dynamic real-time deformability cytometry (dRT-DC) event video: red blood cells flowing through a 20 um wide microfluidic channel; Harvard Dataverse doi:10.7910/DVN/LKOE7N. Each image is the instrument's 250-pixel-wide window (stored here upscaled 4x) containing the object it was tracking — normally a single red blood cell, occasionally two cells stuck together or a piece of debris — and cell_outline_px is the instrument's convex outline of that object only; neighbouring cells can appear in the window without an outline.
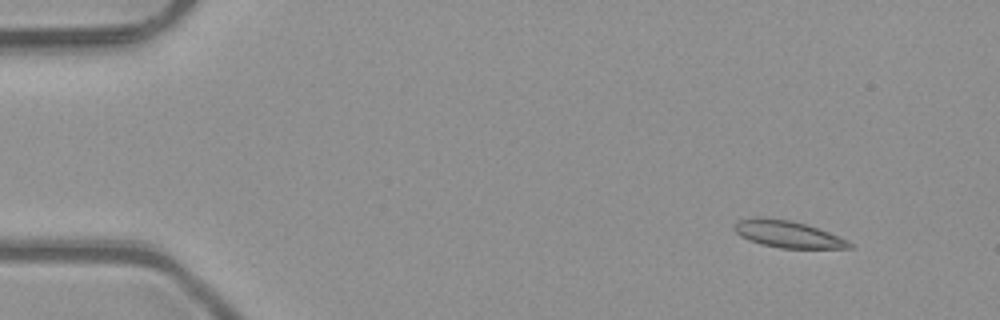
{"species": "common noctule bat (a hibernating species)", "species_latin": "Nyctalus noctula", "temperature_condition": "room temperature", "stored_images_in_passage": 4, "camera_frame_rate_fps": 3000, "um_per_image_px": 0.085, "animal": {"sex": "male", "body_mass_g": 23.1, "forearm_length_mm": 52.7}, "frame": {"image": 1, "passage_image": 1, "time_ms": 0.0, "image_size_px": [1000, 320], "cell_outline_px": [[852, 248], [780, 248], [760, 244], [748, 240], [740, 236], [732, 228], [732, 224], [740, 220], [756, 216], [760, 216], [788, 220], [804, 224], [828, 232], [852, 244]], "centroid_in_image_um": [66.84, 19.89], "position_along_channel_um": 18.2, "area_um2": 17.86}}
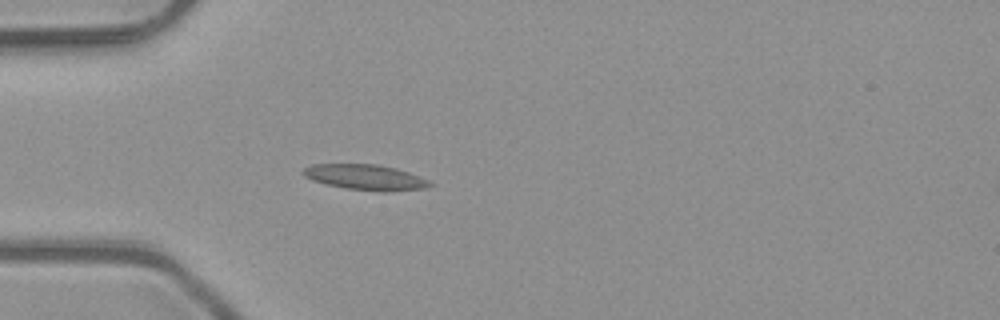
{"frame": {"image": 2, "passage_image": 4, "time_ms": 1.0, "image_size_px": [1000, 320], "cell_outline_px": [[436, 184], [424, 188], [388, 192], [384, 192], [344, 188], [324, 184], [312, 180], [304, 176], [304, 168], [312, 164], [376, 164], [396, 168], [432, 180]], "centroid_in_image_um": [31.12, 15.07], "position_along_channel_um": 53.9, "area_um2": 19.02}}